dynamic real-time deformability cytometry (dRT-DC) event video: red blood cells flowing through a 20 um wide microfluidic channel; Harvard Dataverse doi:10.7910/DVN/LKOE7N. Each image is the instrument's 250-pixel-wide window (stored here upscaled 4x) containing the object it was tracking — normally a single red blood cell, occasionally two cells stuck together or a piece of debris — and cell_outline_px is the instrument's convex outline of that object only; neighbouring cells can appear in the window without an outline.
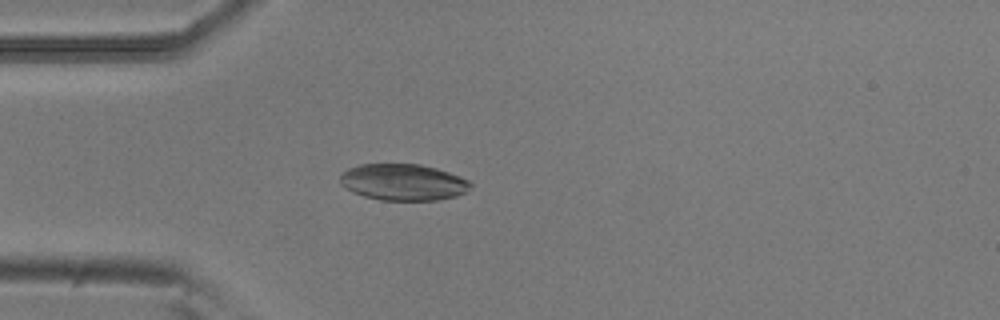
{"species": "common noctule bat (a hibernating species)", "species_latin": "Nyctalus noctula", "temperature_condition": "room temperature", "stored_images_in_passage": 51, "camera_frame_rate_fps": 3000, "um_per_image_px": 0.085, "animal": {"sex": "male", "body_mass_g": 20.5, "forearm_length_mm": 52.5}, "frame": {"image": 1, "passage_image": 13, "time_ms": 4.0, "image_size_px": [1000, 320], "cell_outline_px": [[472, 184], [464, 192], [456, 196], [436, 200], [380, 200], [364, 196], [352, 192], [340, 184], [340, 176], [348, 168], [360, 164], [420, 164], [436, 168], [448, 172], [468, 180]], "centroid_in_image_um": [34.23, 15.48], "position_along_channel_um": 50.8, "area_um2": 27.57}}
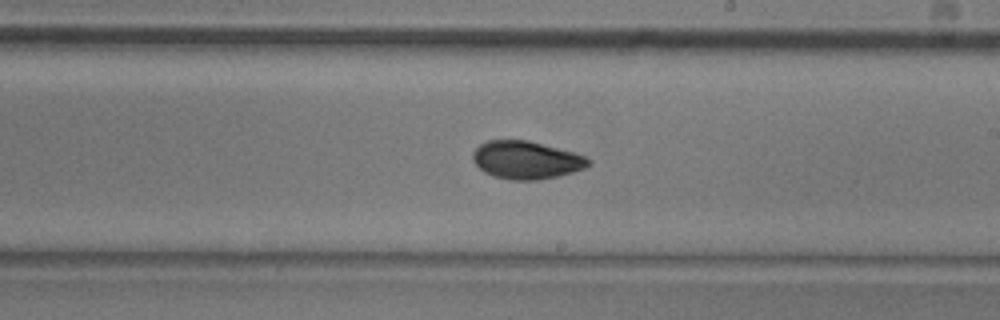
{"frame": {"image": 2, "passage_image": 29, "time_ms": 9.333, "image_size_px": [1000, 320], "cell_outline_px": [[592, 164], [584, 168], [560, 176], [536, 180], [508, 180], [492, 176], [484, 172], [472, 160], [472, 152], [484, 140], [528, 140], [572, 152], [584, 156], [592, 160]], "centroid_in_image_um": [44.71, 13.61], "position_along_channel_um": 244.3, "area_um2": 25.66}}
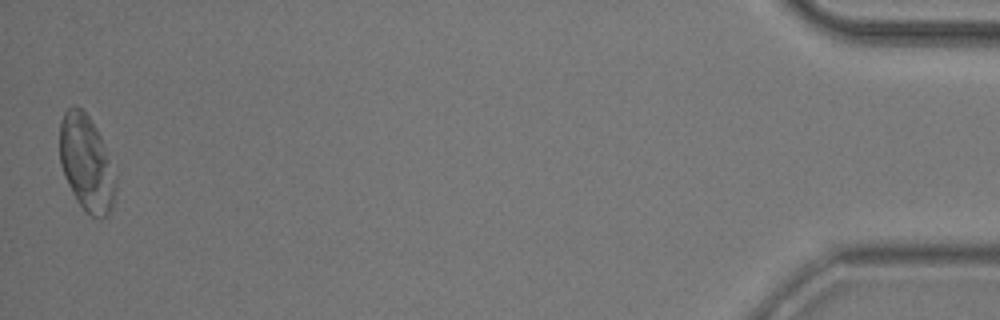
{"frame": {"image": 3, "passage_image": 51, "time_ms": 16.667, "image_size_px": [1000, 320], "cell_outline_px": [[116, 188], [112, 208], [108, 216], [100, 220], [92, 216], [76, 200], [68, 184], [60, 164], [60, 120], [64, 112], [72, 104], [76, 104], [88, 116], [96, 128], [104, 144], [116, 176]], "centroid_in_image_um": [7.35, 13.88], "position_along_channel_um": 427.8, "area_um2": 31.33}, "authors_computed_cell_mechanics": {"area_um2": 26.5302, "velocity_mm_per_s": 3.7869, "shape_relaxation_time_tau1_ms": 2.459, "shape_relaxation_time_tau2_ms": 2.3544, "deformation_change_tau1": 0.0942, "deformation_change_tau2": 0.0464}}